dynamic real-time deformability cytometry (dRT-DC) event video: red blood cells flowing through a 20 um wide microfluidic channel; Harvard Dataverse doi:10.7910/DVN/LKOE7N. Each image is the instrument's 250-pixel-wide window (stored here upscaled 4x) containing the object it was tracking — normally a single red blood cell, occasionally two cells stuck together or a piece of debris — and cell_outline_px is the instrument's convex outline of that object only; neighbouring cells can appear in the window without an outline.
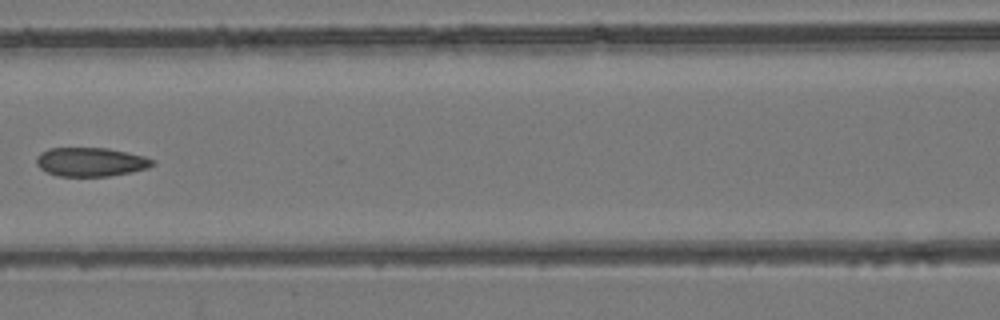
{"species": "common noctule bat (a hibernating species)", "species_latin": "Nyctalus noctula", "temperature_condition": "room temperature", "stored_images_in_passage": 8, "camera_frame_rate_fps": 3000, "um_per_image_px": 0.085, "animal": {"sex": "female", "body_mass_g": 24.6, "forearm_length_mm": 56.2}, "frame": {"image": 1, "passage_image": 8, "time_ms": 2.333, "image_size_px": [1000, 320], "cell_outline_px": [[156, 164], [148, 168], [132, 172], [108, 176], [60, 176], [48, 172], [40, 168], [36, 164], [36, 156], [40, 152], [48, 148], [108, 148], [144, 156], [156, 160]], "centroid_in_image_um": [7.73, 13.76], "position_along_channel_um": 158.9, "area_um2": 19.65}}